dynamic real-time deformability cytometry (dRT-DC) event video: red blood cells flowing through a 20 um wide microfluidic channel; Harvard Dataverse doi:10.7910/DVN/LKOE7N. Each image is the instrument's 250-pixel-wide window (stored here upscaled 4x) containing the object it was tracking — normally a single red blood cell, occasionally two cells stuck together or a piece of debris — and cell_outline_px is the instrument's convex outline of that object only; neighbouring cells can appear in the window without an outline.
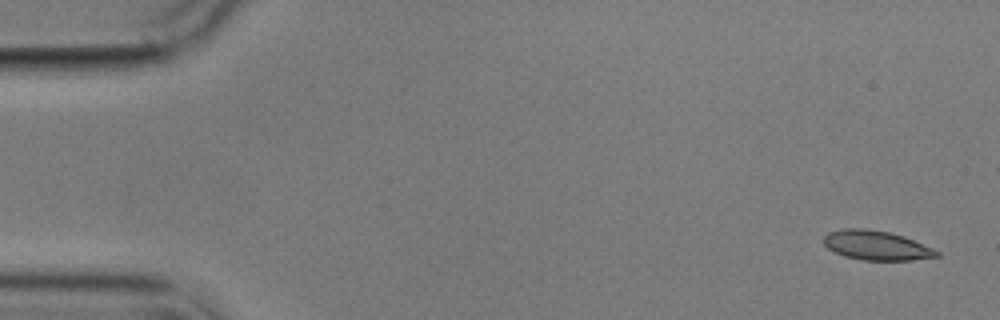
{"species": "common noctule bat (a hibernating species)", "species_latin": "Nyctalus noctula", "temperature_condition": "cold", "stored_images_in_passage": 2, "camera_frame_rate_fps": 3000, "um_per_image_px": 0.085, "animal": {"sex": "male", "body_mass_g": 17.9}, "frame": {"image": 1, "passage_image": 2, "time_ms": 1.333, "image_size_px": [1000, 320], "cell_outline_px": [[940, 256], [912, 260], [860, 260], [844, 256], [828, 248], [824, 244], [824, 236], [828, 232], [844, 228], [864, 228], [888, 232], [904, 236], [932, 248], [940, 252]], "centroid_in_image_um": [74.48, 20.86], "position_along_channel_um": 10.5, "area_um2": 19.31}}